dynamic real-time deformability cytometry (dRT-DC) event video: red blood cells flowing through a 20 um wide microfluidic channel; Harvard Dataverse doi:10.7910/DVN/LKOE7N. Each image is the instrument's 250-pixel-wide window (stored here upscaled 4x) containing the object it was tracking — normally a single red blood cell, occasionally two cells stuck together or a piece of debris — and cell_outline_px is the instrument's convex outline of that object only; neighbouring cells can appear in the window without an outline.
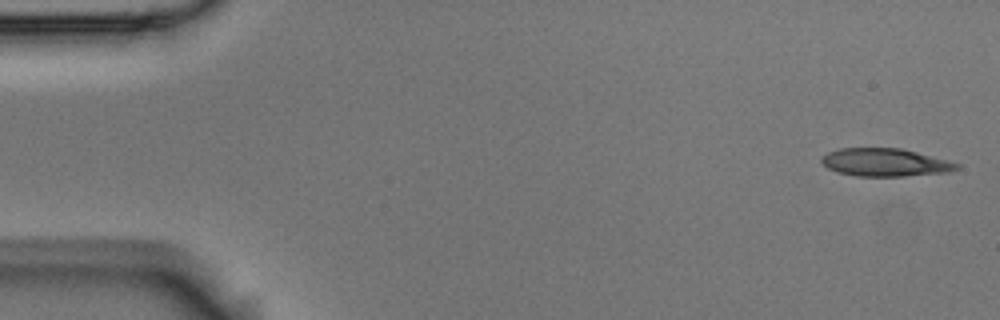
{"species": "Egyptian fruit bat (a non-hibernating species)", "species_latin": "Rousettus aegyptiacus", "temperature_condition": "room temperature", "stored_images_in_passage": 5, "camera_frame_rate_fps": 3000, "um_per_image_px": 0.085, "animal": {"sex": "male"}, "frame": {"image": 1, "passage_image": 1, "time_ms": 0.0, "image_size_px": [1000, 320], "cell_outline_px": [[960, 168], [948, 172], [904, 176], [856, 176], [836, 172], [828, 168], [820, 160], [820, 156], [828, 152], [840, 148], [900, 148], [948, 160], [960, 164]], "centroid_in_image_um": [75.21, 13.8], "position_along_channel_um": 9.8, "area_um2": 22.02}}
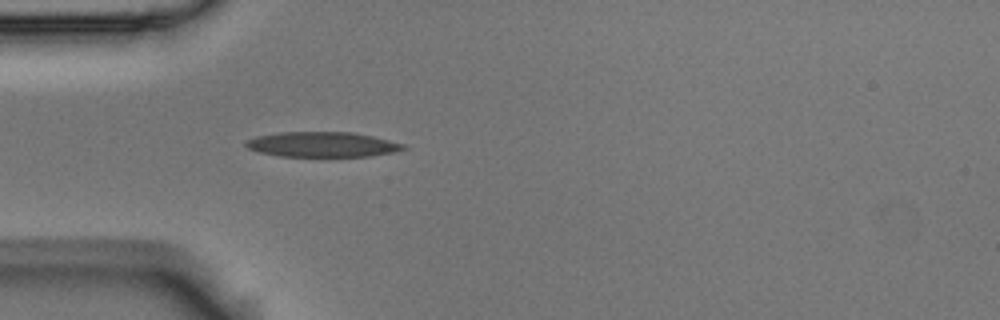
{"frame": {"image": 2, "passage_image": 5, "time_ms": 1.333, "image_size_px": [1000, 320], "cell_outline_px": [[408, 148], [392, 152], [372, 156], [280, 156], [260, 152], [248, 148], [244, 144], [244, 140], [256, 136], [280, 132], [352, 132], [372, 136], [404, 144]], "centroid_in_image_um": [27.37, 12.27], "position_along_channel_um": 57.6, "area_um2": 22.95}}